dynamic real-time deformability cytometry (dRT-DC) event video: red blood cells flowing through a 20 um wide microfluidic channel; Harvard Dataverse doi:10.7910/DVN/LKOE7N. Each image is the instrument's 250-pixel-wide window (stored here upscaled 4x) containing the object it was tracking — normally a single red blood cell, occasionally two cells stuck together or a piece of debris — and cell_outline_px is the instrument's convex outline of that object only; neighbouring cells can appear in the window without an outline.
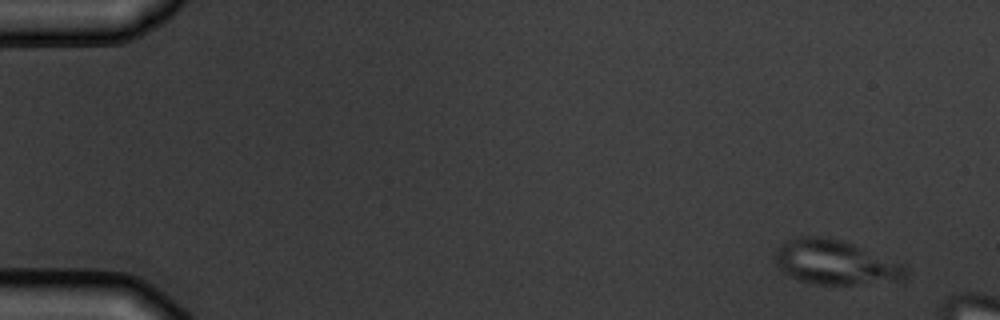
{"species": "common noctule bat (a hibernating species)", "species_latin": "Nyctalus noctula", "temperature_condition": "warm", "stored_images_in_passage": 4, "camera_frame_rate_fps": 3000, "um_per_image_px": 0.085, "animal": {"sex": "male", "body_mass_g": 19.5, "forearm_length_mm": 54.6}, "frame": {"image": 1, "passage_image": 1, "time_ms": 0.0, "image_size_px": [1000, 320], "cell_outline_px": [[908, 272], [904, 280], [852, 284], [816, 284], [800, 280], [784, 272], [776, 264], [776, 248], [780, 244], [792, 236], [820, 236], [840, 240], [904, 264], [908, 268]], "centroid_in_image_um": [70.99, 22.29], "position_along_channel_um": 14.0, "area_um2": 33.52}}